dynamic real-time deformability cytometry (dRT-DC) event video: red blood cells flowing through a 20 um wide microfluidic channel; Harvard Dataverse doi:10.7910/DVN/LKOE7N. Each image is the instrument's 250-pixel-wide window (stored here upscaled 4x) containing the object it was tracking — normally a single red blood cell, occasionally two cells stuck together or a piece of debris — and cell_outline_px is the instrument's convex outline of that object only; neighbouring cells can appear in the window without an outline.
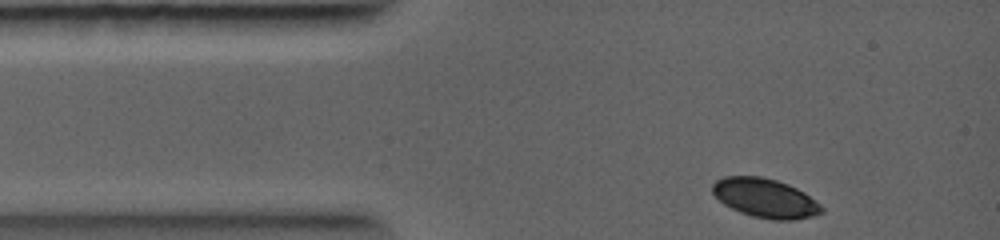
{"species": "common noctule bat (a hibernating species)", "species_latin": "Nyctalus noctula", "temperature_condition": "warm", "stored_images_in_passage": 33, "camera_frame_rate_fps": 5000, "um_per_image_px": 0.085, "animal": {"sex": "female", "body_mass_g": 19.0, "forearm_length_mm": 56.7}, "frame": {"image": 1, "passage_image": 1, "time_ms": 0.0, "image_size_px": [1000, 240], "cell_outline_px": [[824, 212], [816, 216], [792, 220], [772, 220], [752, 216], [740, 212], [724, 204], [712, 192], [712, 184], [716, 180], [724, 176], [760, 176], [776, 180], [788, 184], [804, 192], [820, 204], [824, 208]], "centroid_in_image_um": [65.06, 16.84], "position_along_channel_um": 19.9, "area_um2": 24.97}}
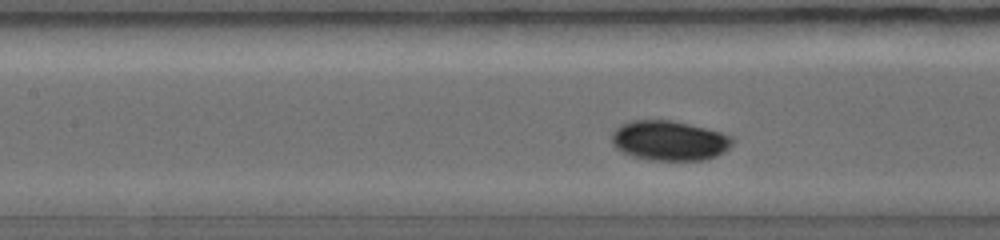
{"frame": {"image": 2, "passage_image": 18, "time_ms": 2.8, "image_size_px": [1000, 240], "cell_outline_px": [[732, 144], [724, 152], [708, 160], [648, 160], [632, 156], [616, 148], [612, 144], [612, 132], [620, 124], [632, 120], [672, 120], [720, 132], [732, 136]], "centroid_in_image_um": [56.87, 11.95], "position_along_channel_um": 150.5, "area_um2": 28.03}}
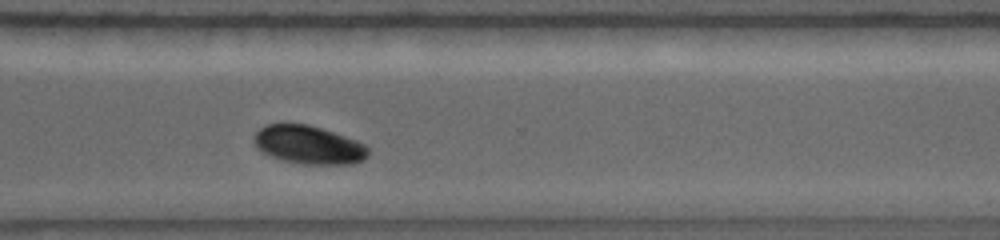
{"frame": {"image": 3, "passage_image": 30, "time_ms": 6.0, "image_size_px": [1000, 240], "cell_outline_px": [[368, 156], [364, 160], [352, 164], [304, 164], [280, 160], [268, 156], [256, 148], [256, 132], [260, 128], [268, 124], [308, 124], [356, 140], [364, 144], [368, 148]], "centroid_in_image_um": [26.24, 12.33], "position_along_channel_um": 344.4, "area_um2": 25.37}}